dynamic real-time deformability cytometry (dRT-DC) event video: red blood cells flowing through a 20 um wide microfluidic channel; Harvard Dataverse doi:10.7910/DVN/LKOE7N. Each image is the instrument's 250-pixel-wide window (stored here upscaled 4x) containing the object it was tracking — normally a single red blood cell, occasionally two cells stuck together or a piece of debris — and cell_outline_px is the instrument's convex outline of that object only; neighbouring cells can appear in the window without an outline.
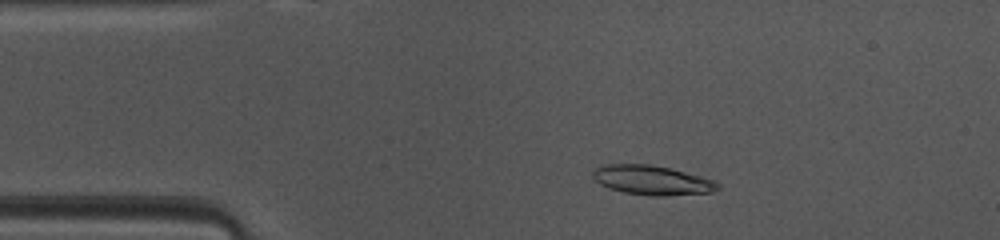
{"species": "common noctule bat (a hibernating species)", "species_latin": "Nyctalus noctula", "temperature_condition": "warm", "stored_images_in_passage": 40, "camera_frame_rate_fps": 3000, "um_per_image_px": 0.085, "animal": {"sex": "female", "body_mass_g": 10.0, "forearm_length_mm": 53.1}, "frame": {"image": 1, "passage_image": 1, "time_ms": 0.0, "image_size_px": [1000, 240], "cell_outline_px": [[720, 188], [712, 192], [668, 196], [648, 196], [624, 192], [600, 184], [592, 176], [592, 172], [596, 168], [608, 164], [652, 164], [700, 176], [712, 180], [720, 184]], "centroid_in_image_um": [55.44, 15.32], "position_along_channel_um": 29.6, "area_um2": 21.27}}
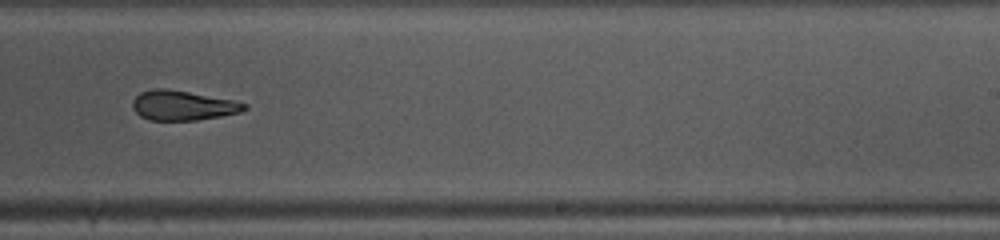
{"frame": {"image": 2, "passage_image": 21, "time_ms": 6.667, "image_size_px": [1000, 240], "cell_outline_px": [[248, 108], [240, 112], [220, 116], [196, 120], [148, 120], [140, 116], [132, 108], [132, 100], [140, 92], [152, 88], [164, 88], [188, 92], [232, 100], [248, 104]], "centroid_in_image_um": [15.49, 8.96], "position_along_channel_um": 273.5, "area_um2": 19.31}}
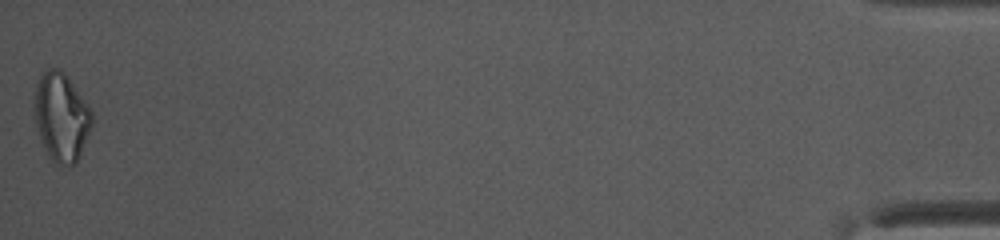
{"frame": {"image": 3, "passage_image": 40, "time_ms": 13.0, "image_size_px": [1000, 240], "cell_outline_px": [[92, 124], [80, 156], [76, 164], [68, 168], [56, 164], [48, 156], [40, 136], [36, 124], [32, 100], [36, 84], [40, 76], [48, 68], [60, 68], [68, 76], [88, 104], [92, 112]], "centroid_in_image_um": [5.2, 9.95], "position_along_channel_um": 430.0, "area_um2": 30.11}, "authors_computed_cell_mechanics": {"area_um2": 20.2589, "velocity_mm_per_s": 4.1345, "shape_relaxation_time_tau1_ms": 10.0176, "shape_relaxation_time_tau2_ms": 2.777, "deformation_change_tau1": 0.2884, "deformation_change_tau2": 0.1104}}